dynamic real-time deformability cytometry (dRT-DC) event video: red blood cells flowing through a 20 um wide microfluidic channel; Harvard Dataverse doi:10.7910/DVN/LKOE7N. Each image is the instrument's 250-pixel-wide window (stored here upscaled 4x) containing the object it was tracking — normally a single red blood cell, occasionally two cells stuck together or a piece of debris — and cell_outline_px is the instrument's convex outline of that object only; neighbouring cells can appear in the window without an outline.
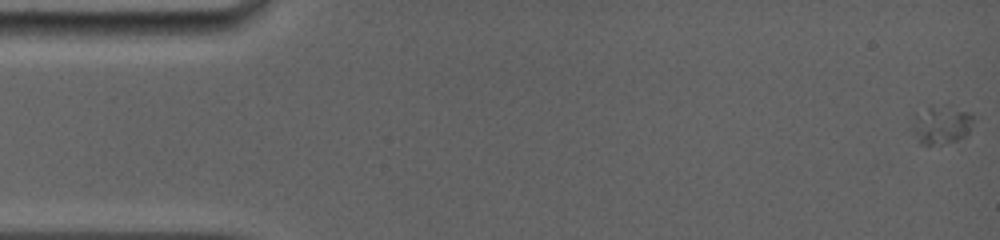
{"species": "common noctule bat (a hibernating species)", "species_latin": "Nyctalus noctula", "temperature_condition": "room temperature", "stored_images_in_passage": 10, "camera_frame_rate_fps": 5000, "um_per_image_px": 0.085, "animal": {"sex": "female", "body_mass_g": 19.0, "forearm_length_mm": 56.7}, "frame": {"image": 1, "passage_image": 1, "time_ms": 0.0, "image_size_px": [1000, 240], "cell_outline_px": [[972, 124], [968, 136], [944, 144], [920, 144], [912, 128], [912, 112], [928, 104], [948, 104], [968, 112], [972, 116]], "centroid_in_image_um": [79.96, 10.53], "position_along_channel_um": 5.0, "area_um2": 14.45}}